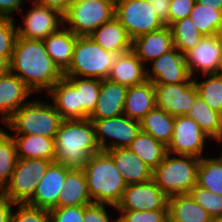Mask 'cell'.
<instances>
[{"instance_id": "cell-7", "label": "cell", "mask_w": 222, "mask_h": 222, "mask_svg": "<svg viewBox=\"0 0 222 222\" xmlns=\"http://www.w3.org/2000/svg\"><path fill=\"white\" fill-rule=\"evenodd\" d=\"M115 2L116 0H73L63 15V25L76 36H89L114 17Z\"/></svg>"}, {"instance_id": "cell-1", "label": "cell", "mask_w": 222, "mask_h": 222, "mask_svg": "<svg viewBox=\"0 0 222 222\" xmlns=\"http://www.w3.org/2000/svg\"><path fill=\"white\" fill-rule=\"evenodd\" d=\"M10 71L33 92H47L64 77V72L48 55L43 40L17 36L10 58Z\"/></svg>"}, {"instance_id": "cell-35", "label": "cell", "mask_w": 222, "mask_h": 222, "mask_svg": "<svg viewBox=\"0 0 222 222\" xmlns=\"http://www.w3.org/2000/svg\"><path fill=\"white\" fill-rule=\"evenodd\" d=\"M169 27L172 32L173 45L183 55L195 47L204 36L189 16L173 22Z\"/></svg>"}, {"instance_id": "cell-13", "label": "cell", "mask_w": 222, "mask_h": 222, "mask_svg": "<svg viewBox=\"0 0 222 222\" xmlns=\"http://www.w3.org/2000/svg\"><path fill=\"white\" fill-rule=\"evenodd\" d=\"M33 8L23 14V26H17V36L30 40H44L63 26V15L32 1Z\"/></svg>"}, {"instance_id": "cell-53", "label": "cell", "mask_w": 222, "mask_h": 222, "mask_svg": "<svg viewBox=\"0 0 222 222\" xmlns=\"http://www.w3.org/2000/svg\"><path fill=\"white\" fill-rule=\"evenodd\" d=\"M218 74L220 76H222V59H221V64H220V68H219Z\"/></svg>"}, {"instance_id": "cell-22", "label": "cell", "mask_w": 222, "mask_h": 222, "mask_svg": "<svg viewBox=\"0 0 222 222\" xmlns=\"http://www.w3.org/2000/svg\"><path fill=\"white\" fill-rule=\"evenodd\" d=\"M146 71L142 61L129 51L116 56L107 79L131 87L147 80Z\"/></svg>"}, {"instance_id": "cell-37", "label": "cell", "mask_w": 222, "mask_h": 222, "mask_svg": "<svg viewBox=\"0 0 222 222\" xmlns=\"http://www.w3.org/2000/svg\"><path fill=\"white\" fill-rule=\"evenodd\" d=\"M207 77L206 80L198 82L194 78V84L198 91V96L217 113L222 115V76L218 73L201 74Z\"/></svg>"}, {"instance_id": "cell-8", "label": "cell", "mask_w": 222, "mask_h": 222, "mask_svg": "<svg viewBox=\"0 0 222 222\" xmlns=\"http://www.w3.org/2000/svg\"><path fill=\"white\" fill-rule=\"evenodd\" d=\"M52 161L18 158L9 183L1 193L15 204H26Z\"/></svg>"}, {"instance_id": "cell-42", "label": "cell", "mask_w": 222, "mask_h": 222, "mask_svg": "<svg viewBox=\"0 0 222 222\" xmlns=\"http://www.w3.org/2000/svg\"><path fill=\"white\" fill-rule=\"evenodd\" d=\"M17 38V28L14 18H0V55L9 61Z\"/></svg>"}, {"instance_id": "cell-41", "label": "cell", "mask_w": 222, "mask_h": 222, "mask_svg": "<svg viewBox=\"0 0 222 222\" xmlns=\"http://www.w3.org/2000/svg\"><path fill=\"white\" fill-rule=\"evenodd\" d=\"M15 207L17 211L12 210L10 222H50L49 210L28 204H15Z\"/></svg>"}, {"instance_id": "cell-38", "label": "cell", "mask_w": 222, "mask_h": 222, "mask_svg": "<svg viewBox=\"0 0 222 222\" xmlns=\"http://www.w3.org/2000/svg\"><path fill=\"white\" fill-rule=\"evenodd\" d=\"M193 24L204 36L218 35L222 21V11L195 3L189 15Z\"/></svg>"}, {"instance_id": "cell-5", "label": "cell", "mask_w": 222, "mask_h": 222, "mask_svg": "<svg viewBox=\"0 0 222 222\" xmlns=\"http://www.w3.org/2000/svg\"><path fill=\"white\" fill-rule=\"evenodd\" d=\"M62 121L52 102L32 100L19 108L4 125L14 134H35L55 139Z\"/></svg>"}, {"instance_id": "cell-36", "label": "cell", "mask_w": 222, "mask_h": 222, "mask_svg": "<svg viewBox=\"0 0 222 222\" xmlns=\"http://www.w3.org/2000/svg\"><path fill=\"white\" fill-rule=\"evenodd\" d=\"M8 131H0V189L9 183L17 162L16 144Z\"/></svg>"}, {"instance_id": "cell-45", "label": "cell", "mask_w": 222, "mask_h": 222, "mask_svg": "<svg viewBox=\"0 0 222 222\" xmlns=\"http://www.w3.org/2000/svg\"><path fill=\"white\" fill-rule=\"evenodd\" d=\"M195 3V0H170L169 26L177 20L188 17Z\"/></svg>"}, {"instance_id": "cell-30", "label": "cell", "mask_w": 222, "mask_h": 222, "mask_svg": "<svg viewBox=\"0 0 222 222\" xmlns=\"http://www.w3.org/2000/svg\"><path fill=\"white\" fill-rule=\"evenodd\" d=\"M174 122V116L155 106L140 121V127L142 132L168 146L173 136Z\"/></svg>"}, {"instance_id": "cell-34", "label": "cell", "mask_w": 222, "mask_h": 222, "mask_svg": "<svg viewBox=\"0 0 222 222\" xmlns=\"http://www.w3.org/2000/svg\"><path fill=\"white\" fill-rule=\"evenodd\" d=\"M197 185L222 196V157L200 158Z\"/></svg>"}, {"instance_id": "cell-10", "label": "cell", "mask_w": 222, "mask_h": 222, "mask_svg": "<svg viewBox=\"0 0 222 222\" xmlns=\"http://www.w3.org/2000/svg\"><path fill=\"white\" fill-rule=\"evenodd\" d=\"M95 128V137L101 151L128 147L141 131L140 122L121 115L114 118L90 119ZM112 141L107 142V138Z\"/></svg>"}, {"instance_id": "cell-32", "label": "cell", "mask_w": 222, "mask_h": 222, "mask_svg": "<svg viewBox=\"0 0 222 222\" xmlns=\"http://www.w3.org/2000/svg\"><path fill=\"white\" fill-rule=\"evenodd\" d=\"M194 119L212 140H219L222 137V115L212 110L199 96L191 105V110L186 114Z\"/></svg>"}, {"instance_id": "cell-20", "label": "cell", "mask_w": 222, "mask_h": 222, "mask_svg": "<svg viewBox=\"0 0 222 222\" xmlns=\"http://www.w3.org/2000/svg\"><path fill=\"white\" fill-rule=\"evenodd\" d=\"M105 152L113 159L126 185L152 179L153 170L128 147L109 149Z\"/></svg>"}, {"instance_id": "cell-11", "label": "cell", "mask_w": 222, "mask_h": 222, "mask_svg": "<svg viewBox=\"0 0 222 222\" xmlns=\"http://www.w3.org/2000/svg\"><path fill=\"white\" fill-rule=\"evenodd\" d=\"M211 139L197 122L186 115L176 116L171 142L167 146L172 155H189L202 158L205 142Z\"/></svg>"}, {"instance_id": "cell-4", "label": "cell", "mask_w": 222, "mask_h": 222, "mask_svg": "<svg viewBox=\"0 0 222 222\" xmlns=\"http://www.w3.org/2000/svg\"><path fill=\"white\" fill-rule=\"evenodd\" d=\"M200 158L189 155L167 153L163 161L153 170L152 179L170 198L188 194L197 184Z\"/></svg>"}, {"instance_id": "cell-31", "label": "cell", "mask_w": 222, "mask_h": 222, "mask_svg": "<svg viewBox=\"0 0 222 222\" xmlns=\"http://www.w3.org/2000/svg\"><path fill=\"white\" fill-rule=\"evenodd\" d=\"M128 148L154 170L168 153L167 146L142 131L132 140Z\"/></svg>"}, {"instance_id": "cell-17", "label": "cell", "mask_w": 222, "mask_h": 222, "mask_svg": "<svg viewBox=\"0 0 222 222\" xmlns=\"http://www.w3.org/2000/svg\"><path fill=\"white\" fill-rule=\"evenodd\" d=\"M70 169L55 161L51 162L45 175L38 182L33 197L26 204L46 210L57 208L61 188Z\"/></svg>"}, {"instance_id": "cell-52", "label": "cell", "mask_w": 222, "mask_h": 222, "mask_svg": "<svg viewBox=\"0 0 222 222\" xmlns=\"http://www.w3.org/2000/svg\"><path fill=\"white\" fill-rule=\"evenodd\" d=\"M218 35L222 38V21H221L220 28L218 30Z\"/></svg>"}, {"instance_id": "cell-16", "label": "cell", "mask_w": 222, "mask_h": 222, "mask_svg": "<svg viewBox=\"0 0 222 222\" xmlns=\"http://www.w3.org/2000/svg\"><path fill=\"white\" fill-rule=\"evenodd\" d=\"M151 63L152 73L150 74V69H147L146 77L153 84H181L191 78L185 55L175 47Z\"/></svg>"}, {"instance_id": "cell-26", "label": "cell", "mask_w": 222, "mask_h": 222, "mask_svg": "<svg viewBox=\"0 0 222 222\" xmlns=\"http://www.w3.org/2000/svg\"><path fill=\"white\" fill-rule=\"evenodd\" d=\"M77 37L63 25L43 40L48 55L63 72L71 63Z\"/></svg>"}, {"instance_id": "cell-14", "label": "cell", "mask_w": 222, "mask_h": 222, "mask_svg": "<svg viewBox=\"0 0 222 222\" xmlns=\"http://www.w3.org/2000/svg\"><path fill=\"white\" fill-rule=\"evenodd\" d=\"M169 198L157 186L153 179L146 182L127 185L116 210L149 211L168 209Z\"/></svg>"}, {"instance_id": "cell-28", "label": "cell", "mask_w": 222, "mask_h": 222, "mask_svg": "<svg viewBox=\"0 0 222 222\" xmlns=\"http://www.w3.org/2000/svg\"><path fill=\"white\" fill-rule=\"evenodd\" d=\"M18 158L42 159L54 162L55 143L53 138L41 135L15 134L12 136Z\"/></svg>"}, {"instance_id": "cell-39", "label": "cell", "mask_w": 222, "mask_h": 222, "mask_svg": "<svg viewBox=\"0 0 222 222\" xmlns=\"http://www.w3.org/2000/svg\"><path fill=\"white\" fill-rule=\"evenodd\" d=\"M193 200L203 207L216 222L222 219V196L214 194L197 184L190 190Z\"/></svg>"}, {"instance_id": "cell-24", "label": "cell", "mask_w": 222, "mask_h": 222, "mask_svg": "<svg viewBox=\"0 0 222 222\" xmlns=\"http://www.w3.org/2000/svg\"><path fill=\"white\" fill-rule=\"evenodd\" d=\"M89 36L103 49L116 55L131 51L132 40L115 17L102 24Z\"/></svg>"}, {"instance_id": "cell-2", "label": "cell", "mask_w": 222, "mask_h": 222, "mask_svg": "<svg viewBox=\"0 0 222 222\" xmlns=\"http://www.w3.org/2000/svg\"><path fill=\"white\" fill-rule=\"evenodd\" d=\"M54 143V161L71 169L83 168L91 155L101 151L93 122L88 118L63 120Z\"/></svg>"}, {"instance_id": "cell-19", "label": "cell", "mask_w": 222, "mask_h": 222, "mask_svg": "<svg viewBox=\"0 0 222 222\" xmlns=\"http://www.w3.org/2000/svg\"><path fill=\"white\" fill-rule=\"evenodd\" d=\"M127 86L102 79L98 101L88 119L114 118L124 114Z\"/></svg>"}, {"instance_id": "cell-27", "label": "cell", "mask_w": 222, "mask_h": 222, "mask_svg": "<svg viewBox=\"0 0 222 222\" xmlns=\"http://www.w3.org/2000/svg\"><path fill=\"white\" fill-rule=\"evenodd\" d=\"M168 222H215L190 194L174 195L168 201Z\"/></svg>"}, {"instance_id": "cell-9", "label": "cell", "mask_w": 222, "mask_h": 222, "mask_svg": "<svg viewBox=\"0 0 222 222\" xmlns=\"http://www.w3.org/2000/svg\"><path fill=\"white\" fill-rule=\"evenodd\" d=\"M114 17L126 29L131 40L165 26L152 4L144 0H116Z\"/></svg>"}, {"instance_id": "cell-55", "label": "cell", "mask_w": 222, "mask_h": 222, "mask_svg": "<svg viewBox=\"0 0 222 222\" xmlns=\"http://www.w3.org/2000/svg\"><path fill=\"white\" fill-rule=\"evenodd\" d=\"M144 1H147V2H149V3H152V2H153V0H144Z\"/></svg>"}, {"instance_id": "cell-44", "label": "cell", "mask_w": 222, "mask_h": 222, "mask_svg": "<svg viewBox=\"0 0 222 222\" xmlns=\"http://www.w3.org/2000/svg\"><path fill=\"white\" fill-rule=\"evenodd\" d=\"M106 206H112V205L99 204V203L84 205L83 222H118V217L115 220L109 218Z\"/></svg>"}, {"instance_id": "cell-12", "label": "cell", "mask_w": 222, "mask_h": 222, "mask_svg": "<svg viewBox=\"0 0 222 222\" xmlns=\"http://www.w3.org/2000/svg\"><path fill=\"white\" fill-rule=\"evenodd\" d=\"M156 107L171 116L186 115L198 97L194 78L181 84H154Z\"/></svg>"}, {"instance_id": "cell-48", "label": "cell", "mask_w": 222, "mask_h": 222, "mask_svg": "<svg viewBox=\"0 0 222 222\" xmlns=\"http://www.w3.org/2000/svg\"><path fill=\"white\" fill-rule=\"evenodd\" d=\"M32 1L39 5L52 8L58 11L60 14L64 15L73 0H32Z\"/></svg>"}, {"instance_id": "cell-33", "label": "cell", "mask_w": 222, "mask_h": 222, "mask_svg": "<svg viewBox=\"0 0 222 222\" xmlns=\"http://www.w3.org/2000/svg\"><path fill=\"white\" fill-rule=\"evenodd\" d=\"M77 90L80 119L88 118L98 101L101 80L85 77H65Z\"/></svg>"}, {"instance_id": "cell-50", "label": "cell", "mask_w": 222, "mask_h": 222, "mask_svg": "<svg viewBox=\"0 0 222 222\" xmlns=\"http://www.w3.org/2000/svg\"><path fill=\"white\" fill-rule=\"evenodd\" d=\"M197 4H205L206 7L216 8L217 11H222V0H195Z\"/></svg>"}, {"instance_id": "cell-51", "label": "cell", "mask_w": 222, "mask_h": 222, "mask_svg": "<svg viewBox=\"0 0 222 222\" xmlns=\"http://www.w3.org/2000/svg\"><path fill=\"white\" fill-rule=\"evenodd\" d=\"M10 71V61L4 56L0 55V76Z\"/></svg>"}, {"instance_id": "cell-49", "label": "cell", "mask_w": 222, "mask_h": 222, "mask_svg": "<svg viewBox=\"0 0 222 222\" xmlns=\"http://www.w3.org/2000/svg\"><path fill=\"white\" fill-rule=\"evenodd\" d=\"M13 206H15V203L0 194V222H10Z\"/></svg>"}, {"instance_id": "cell-21", "label": "cell", "mask_w": 222, "mask_h": 222, "mask_svg": "<svg viewBox=\"0 0 222 222\" xmlns=\"http://www.w3.org/2000/svg\"><path fill=\"white\" fill-rule=\"evenodd\" d=\"M173 47L171 29L169 26H164L161 30L150 32L133 39L131 51L145 64L149 62V60L157 59Z\"/></svg>"}, {"instance_id": "cell-54", "label": "cell", "mask_w": 222, "mask_h": 222, "mask_svg": "<svg viewBox=\"0 0 222 222\" xmlns=\"http://www.w3.org/2000/svg\"><path fill=\"white\" fill-rule=\"evenodd\" d=\"M217 141L222 144V137L219 140H217ZM221 157H222V155H221Z\"/></svg>"}, {"instance_id": "cell-15", "label": "cell", "mask_w": 222, "mask_h": 222, "mask_svg": "<svg viewBox=\"0 0 222 222\" xmlns=\"http://www.w3.org/2000/svg\"><path fill=\"white\" fill-rule=\"evenodd\" d=\"M221 59L222 38L219 35L203 36L199 43L185 54L192 78L199 72L202 74L218 73Z\"/></svg>"}, {"instance_id": "cell-25", "label": "cell", "mask_w": 222, "mask_h": 222, "mask_svg": "<svg viewBox=\"0 0 222 222\" xmlns=\"http://www.w3.org/2000/svg\"><path fill=\"white\" fill-rule=\"evenodd\" d=\"M57 202V207L90 205L93 203L82 168L70 169Z\"/></svg>"}, {"instance_id": "cell-46", "label": "cell", "mask_w": 222, "mask_h": 222, "mask_svg": "<svg viewBox=\"0 0 222 222\" xmlns=\"http://www.w3.org/2000/svg\"><path fill=\"white\" fill-rule=\"evenodd\" d=\"M23 0H0V18H12L13 13L22 10Z\"/></svg>"}, {"instance_id": "cell-43", "label": "cell", "mask_w": 222, "mask_h": 222, "mask_svg": "<svg viewBox=\"0 0 222 222\" xmlns=\"http://www.w3.org/2000/svg\"><path fill=\"white\" fill-rule=\"evenodd\" d=\"M50 222H83L84 205L57 207L49 210Z\"/></svg>"}, {"instance_id": "cell-3", "label": "cell", "mask_w": 222, "mask_h": 222, "mask_svg": "<svg viewBox=\"0 0 222 222\" xmlns=\"http://www.w3.org/2000/svg\"><path fill=\"white\" fill-rule=\"evenodd\" d=\"M82 169L93 203L112 205L116 209L127 185L113 159L105 151H100L91 155Z\"/></svg>"}, {"instance_id": "cell-23", "label": "cell", "mask_w": 222, "mask_h": 222, "mask_svg": "<svg viewBox=\"0 0 222 222\" xmlns=\"http://www.w3.org/2000/svg\"><path fill=\"white\" fill-rule=\"evenodd\" d=\"M156 106L155 88L150 80L128 87L124 115L140 122Z\"/></svg>"}, {"instance_id": "cell-47", "label": "cell", "mask_w": 222, "mask_h": 222, "mask_svg": "<svg viewBox=\"0 0 222 222\" xmlns=\"http://www.w3.org/2000/svg\"><path fill=\"white\" fill-rule=\"evenodd\" d=\"M157 17L165 26H169V7L170 0H153L151 3Z\"/></svg>"}, {"instance_id": "cell-18", "label": "cell", "mask_w": 222, "mask_h": 222, "mask_svg": "<svg viewBox=\"0 0 222 222\" xmlns=\"http://www.w3.org/2000/svg\"><path fill=\"white\" fill-rule=\"evenodd\" d=\"M34 93L17 75L11 71L0 76V120L3 124Z\"/></svg>"}, {"instance_id": "cell-40", "label": "cell", "mask_w": 222, "mask_h": 222, "mask_svg": "<svg viewBox=\"0 0 222 222\" xmlns=\"http://www.w3.org/2000/svg\"><path fill=\"white\" fill-rule=\"evenodd\" d=\"M118 222H168V209L149 211L118 210Z\"/></svg>"}, {"instance_id": "cell-29", "label": "cell", "mask_w": 222, "mask_h": 222, "mask_svg": "<svg viewBox=\"0 0 222 222\" xmlns=\"http://www.w3.org/2000/svg\"><path fill=\"white\" fill-rule=\"evenodd\" d=\"M48 96L53 99L52 104L63 120L80 119L77 90L65 77L48 91Z\"/></svg>"}, {"instance_id": "cell-6", "label": "cell", "mask_w": 222, "mask_h": 222, "mask_svg": "<svg viewBox=\"0 0 222 222\" xmlns=\"http://www.w3.org/2000/svg\"><path fill=\"white\" fill-rule=\"evenodd\" d=\"M116 56L99 46L90 36H78L64 77L107 79Z\"/></svg>"}]
</instances>
